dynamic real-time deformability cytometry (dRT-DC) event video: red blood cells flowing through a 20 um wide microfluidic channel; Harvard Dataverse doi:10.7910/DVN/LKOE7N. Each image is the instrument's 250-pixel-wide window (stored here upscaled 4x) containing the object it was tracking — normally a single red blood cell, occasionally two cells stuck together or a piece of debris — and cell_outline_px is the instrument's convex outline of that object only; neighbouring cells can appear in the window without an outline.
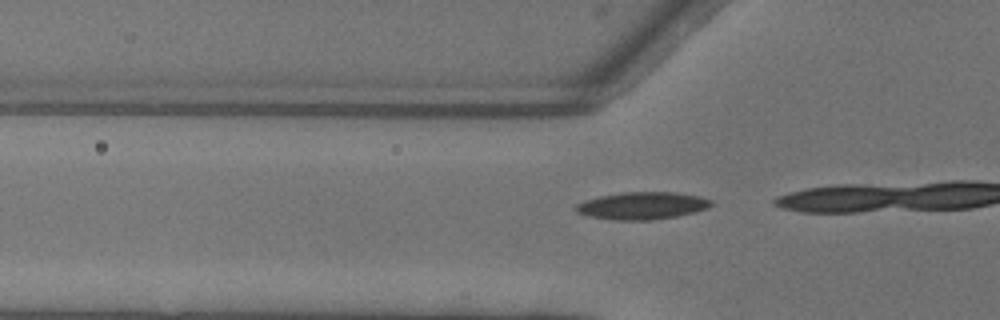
{"species": "common noctule bat (a hibernating species)", "species_latin": "Nyctalus noctula", "temperature_condition": "warm", "stored_images_in_passage": 17, "camera_frame_rate_fps": 3000, "um_per_image_px": 0.085, "animal": {"sex": "female"}, "frame": {"image": 1, "passage_image": 15, "time_ms": 4.667, "image_size_px": [1000, 320], "cell_outline_px": [[712, 204], [708, 208], [696, 212], [676, 216], [652, 220], [616, 220], [588, 216], [576, 212], [576, 204], [584, 200], [600, 196], [624, 192], [676, 192], [700, 196], [712, 200]], "centroid_in_image_um": [54.6, 17.48], "position_along_channel_um": 71.2, "area_um2": 21.62}}